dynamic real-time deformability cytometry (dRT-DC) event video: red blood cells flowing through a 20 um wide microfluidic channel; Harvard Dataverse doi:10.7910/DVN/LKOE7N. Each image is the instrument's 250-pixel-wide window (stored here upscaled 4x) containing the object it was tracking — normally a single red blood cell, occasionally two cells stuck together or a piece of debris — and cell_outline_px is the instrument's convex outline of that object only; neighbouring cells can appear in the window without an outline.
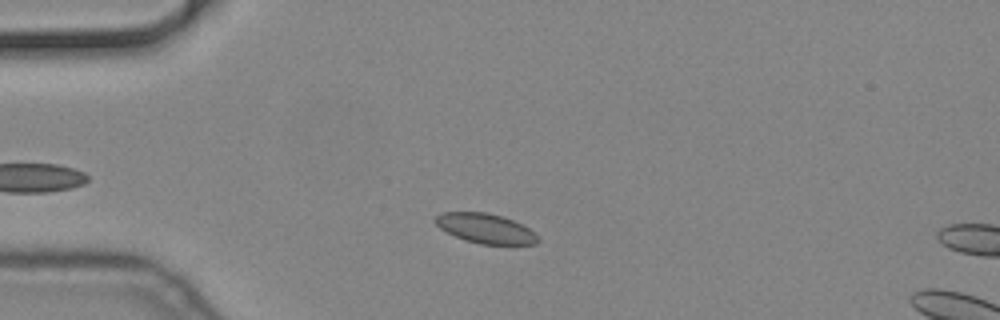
{"species": "common noctule bat (a hibernating species)", "species_latin": "Nyctalus noctula", "temperature_condition": "cold", "stored_images_in_passage": 11, "camera_frame_rate_fps": 3000, "um_per_image_px": 0.085, "animal": {"sex": "male", "body_mass_g": 19.2, "forearm_length_mm": 51.8}, "frame": {"image": 1, "passage_image": 8, "time_ms": 2.333, "image_size_px": [1000, 320], "cell_outline_px": [[540, 240], [536, 244], [480, 244], [464, 240], [440, 228], [432, 220], [440, 212], [488, 212], [512, 220], [528, 228]], "centroid_in_image_um": [41.22, 19.41], "position_along_channel_um": 43.8, "area_um2": 17.57}}